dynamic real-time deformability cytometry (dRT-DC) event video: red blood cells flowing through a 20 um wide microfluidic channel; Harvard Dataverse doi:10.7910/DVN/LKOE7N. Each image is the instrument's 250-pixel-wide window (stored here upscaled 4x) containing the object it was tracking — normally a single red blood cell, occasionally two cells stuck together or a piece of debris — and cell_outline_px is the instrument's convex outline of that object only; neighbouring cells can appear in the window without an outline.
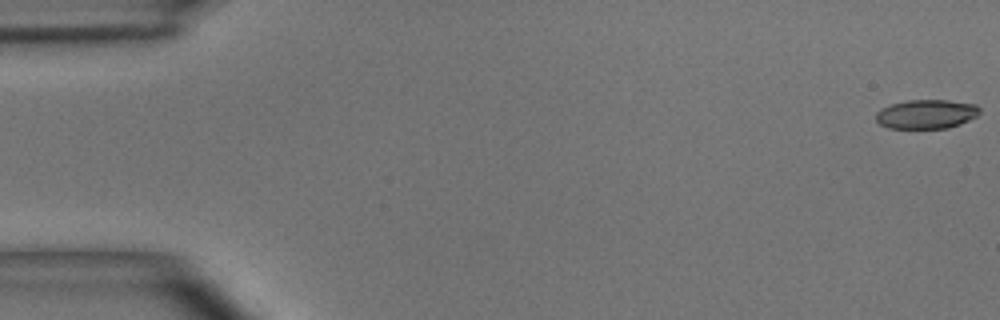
{"species": "common noctule bat (a hibernating species)", "species_latin": "Nyctalus noctula", "temperature_condition": "room temperature", "stored_images_in_passage": 9, "camera_frame_rate_fps": 3000, "um_per_image_px": 0.085, "animal": {"sex": "male", "body_mass_g": 15.6}, "frame": {"image": 1, "passage_image": 1, "time_ms": 0.0, "image_size_px": [1000, 320], "cell_outline_px": [[980, 112], [976, 116], [960, 124], [948, 128], [888, 128], [880, 124], [876, 120], [876, 112], [880, 108], [892, 104], [908, 100], [948, 100], [976, 104], [980, 108]], "centroid_in_image_um": [78.74, 9.69], "position_along_channel_um": 6.3, "area_um2": 17.63}}